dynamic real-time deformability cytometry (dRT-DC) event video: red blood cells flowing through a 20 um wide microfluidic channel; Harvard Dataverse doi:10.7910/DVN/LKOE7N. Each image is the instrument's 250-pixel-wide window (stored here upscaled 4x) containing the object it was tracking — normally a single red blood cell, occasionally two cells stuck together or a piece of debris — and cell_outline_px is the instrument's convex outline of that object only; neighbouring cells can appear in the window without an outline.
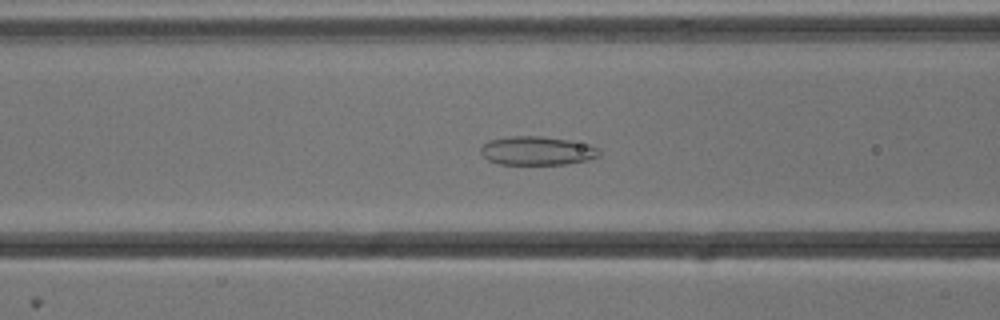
{"species": "common noctule bat (a hibernating species)", "species_latin": "Nyctalus noctula", "temperature_condition": "cold", "stored_images_in_passage": 54, "camera_frame_rate_fps": 3000, "um_per_image_px": 0.085, "animal": {"sex": "male", "body_mass_g": 13.3}, "frame": {"image": 1, "passage_image": 22, "time_ms": 7.0, "image_size_px": [1000, 320], "cell_outline_px": [[600, 156], [588, 160], [564, 164], [500, 164], [488, 160], [480, 152], [480, 148], [488, 140], [508, 136], [544, 136], [568, 140], [588, 144], [600, 148]], "centroid_in_image_um": [45.66, 12.81], "position_along_channel_um": 120.9, "area_um2": 19.94}}
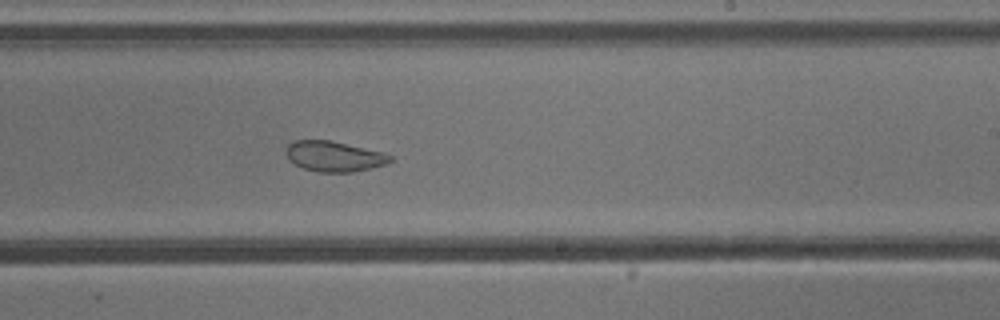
{"frame": {"image": 2, "passage_image": 33, "time_ms": 10.667, "image_size_px": [1000, 320], "cell_outline_px": [[392, 160], [388, 164], [372, 168], [352, 172], [316, 172], [304, 168], [288, 160], [288, 144], [296, 140], [332, 140], [384, 152], [392, 156]], "centroid_in_image_um": [28.46, 13.29], "position_along_channel_um": 260.5, "area_um2": 18.5}}
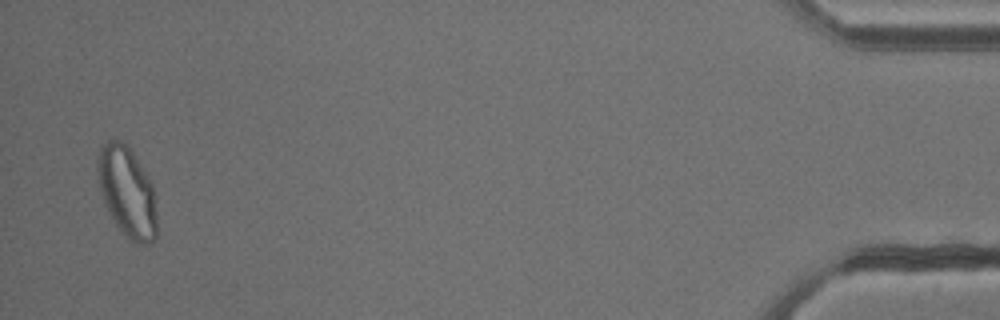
{"frame": {"image": 3, "passage_image": 53, "time_ms": 17.333, "image_size_px": [1000, 320], "cell_outline_px": [[156, 236], [152, 244], [140, 244], [132, 240], [116, 224], [108, 212], [104, 204], [100, 192], [96, 172], [96, 156], [100, 148], [108, 140], [120, 140], [128, 144], [152, 184], [156, 212]], "centroid_in_image_um": [10.77, 16.27], "position_along_channel_um": 424.4, "area_um2": 31.27}, "authors_computed_cell_mechanics": {"area_um2": 25.9811, "velocity_mm_per_s": 3.8082, "shape_relaxation_time_tau1_ms": null, "shape_relaxation_time_tau2_ms": 1.4426, "deformation_change_tau1": null, "deformation_change_tau2": 0.0664}}